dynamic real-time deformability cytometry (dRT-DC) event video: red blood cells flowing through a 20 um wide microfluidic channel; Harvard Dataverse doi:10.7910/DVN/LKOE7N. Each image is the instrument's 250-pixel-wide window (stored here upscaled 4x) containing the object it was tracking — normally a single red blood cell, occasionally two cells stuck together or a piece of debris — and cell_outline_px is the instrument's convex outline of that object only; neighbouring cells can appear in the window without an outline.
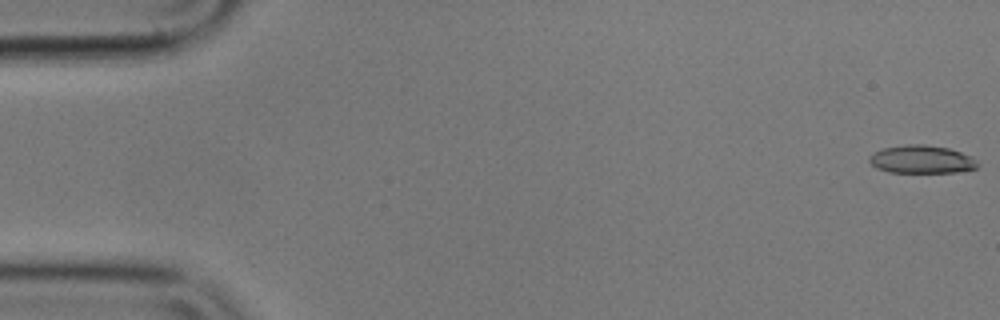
{"species": "common noctule bat (a hibernating species)", "species_latin": "Nyctalus noctula", "temperature_condition": "cold", "stored_images_in_passage": 56, "camera_frame_rate_fps": 3000, "um_per_image_px": 0.085, "animal": {"sex": "male", "body_mass_g": 17.9}, "frame": {"image": 1, "passage_image": 1, "time_ms": 0.0, "image_size_px": [1000, 320], "cell_outline_px": [[980, 164], [976, 168], [956, 172], [888, 172], [876, 168], [868, 160], [868, 156], [872, 152], [884, 148], [908, 144], [924, 144], [948, 148], [972, 156]], "centroid_in_image_um": [78.32, 13.54], "position_along_channel_um": 6.7, "area_um2": 17.74}}
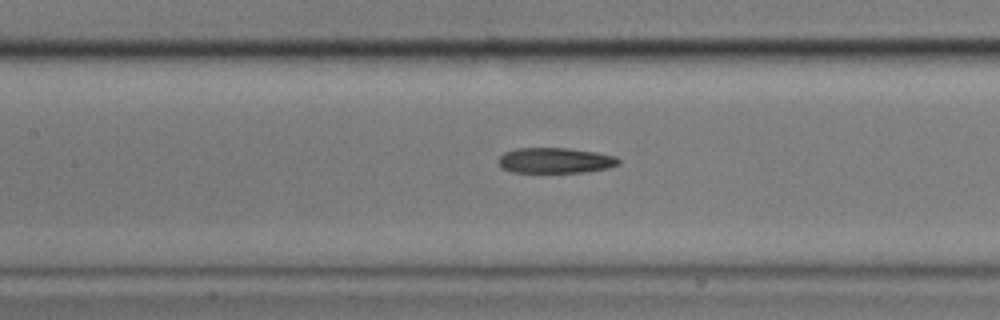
{"frame": {"image": 2, "passage_image": 25, "time_ms": 8.0, "image_size_px": [1000, 320], "cell_outline_px": [[620, 164], [608, 168], [580, 172], [512, 172], [500, 168], [496, 160], [504, 152], [516, 148], [568, 148], [596, 152], [616, 156], [620, 160]], "centroid_in_image_um": [47.15, 13.63], "position_along_channel_um": 160.2, "area_um2": 17.98}}
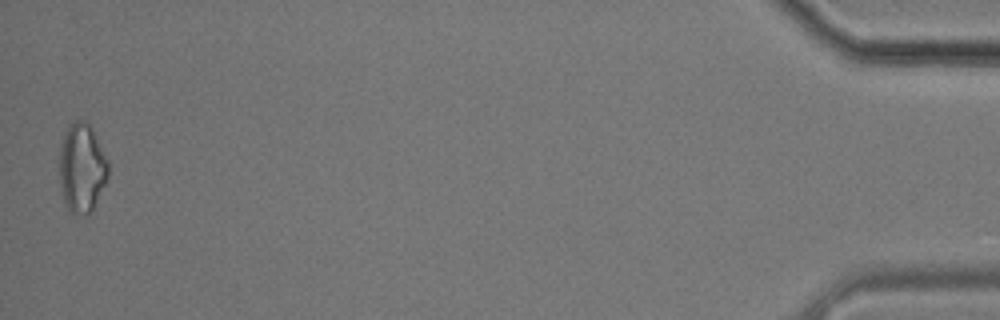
{"frame": {"image": 3, "passage_image": 55, "time_ms": 18.0, "image_size_px": [1000, 320], "cell_outline_px": [[108, 176], [92, 212], [88, 216], [84, 216], [68, 212], [64, 200], [60, 184], [60, 144], [64, 132], [68, 124], [76, 120], [84, 120], [92, 128], [108, 160]], "centroid_in_image_um": [6.95, 14.29], "position_along_channel_um": 428.2, "area_um2": 25.61}}